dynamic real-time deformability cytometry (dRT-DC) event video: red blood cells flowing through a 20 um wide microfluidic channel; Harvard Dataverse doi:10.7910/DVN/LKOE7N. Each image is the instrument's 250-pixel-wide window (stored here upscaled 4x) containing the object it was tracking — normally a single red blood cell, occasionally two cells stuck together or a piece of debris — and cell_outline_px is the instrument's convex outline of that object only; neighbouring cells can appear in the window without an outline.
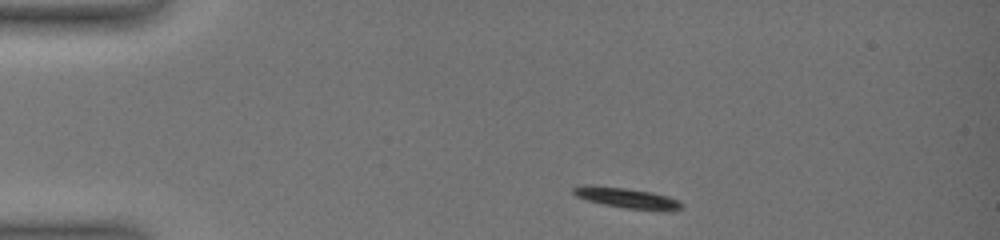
{"species": "common noctule bat (a hibernating species)", "species_latin": "Nyctalus noctula", "temperature_condition": "warm", "stored_images_in_passage": 37, "camera_frame_rate_fps": 3000, "um_per_image_px": 0.085, "animal": {"sex": "female", "body_mass_g": 19.0, "forearm_length_mm": 51.5}, "frame": {"image": 1, "passage_image": 1, "time_ms": 0.0, "image_size_px": [1000, 240], "cell_outline_px": [[684, 204], [680, 208], [664, 212], [660, 212], [624, 208], [604, 204], [588, 200], [576, 196], [572, 192], [572, 188], [580, 184], [592, 184], [624, 188], [652, 192], [668, 196], [680, 200]], "centroid_in_image_um": [53.3, 16.83], "position_along_channel_um": 31.7, "area_um2": 13.29}}
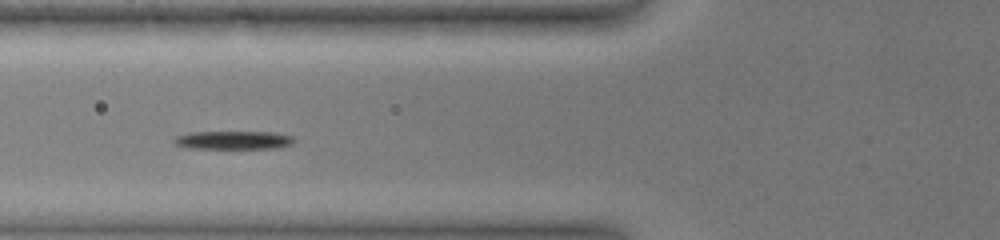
{"frame": {"image": 2, "passage_image": 19, "time_ms": 3.667, "image_size_px": [1000, 240], "cell_outline_px": [[296, 140], [292, 144], [276, 148], [192, 148], [172, 144], [172, 140], [176, 136], [188, 132], [276, 132], [292, 136]], "centroid_in_image_um": [19.83, 11.9], "position_along_channel_um": 106.0, "area_um2": 12.89}}
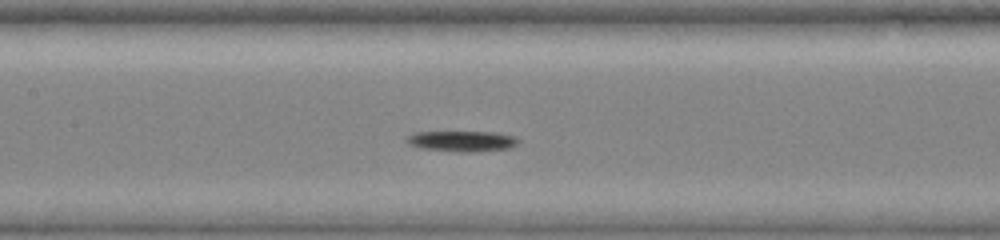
{"frame": {"image": 3, "passage_image": 31, "time_ms": 5.333, "image_size_px": [1000, 240], "cell_outline_px": [[520, 140], [512, 148], [472, 152], [464, 152], [420, 148], [408, 144], [404, 140], [412, 132], [496, 132], [516, 136]], "centroid_in_image_um": [39.28, 11.99], "position_along_channel_um": 168.1, "area_um2": 13.58}}